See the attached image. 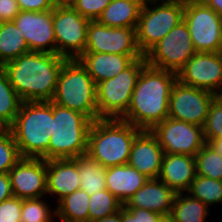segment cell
Wrapping results in <instances>:
<instances>
[{
	"instance_id": "1",
	"label": "cell",
	"mask_w": 222,
	"mask_h": 222,
	"mask_svg": "<svg viewBox=\"0 0 222 222\" xmlns=\"http://www.w3.org/2000/svg\"><path fill=\"white\" fill-rule=\"evenodd\" d=\"M66 60L58 54L30 51L2 68L23 102L52 101Z\"/></svg>"
},
{
	"instance_id": "2",
	"label": "cell",
	"mask_w": 222,
	"mask_h": 222,
	"mask_svg": "<svg viewBox=\"0 0 222 222\" xmlns=\"http://www.w3.org/2000/svg\"><path fill=\"white\" fill-rule=\"evenodd\" d=\"M177 74L146 64L136 82L127 113L121 120L151 130L168 118L169 99Z\"/></svg>"
},
{
	"instance_id": "3",
	"label": "cell",
	"mask_w": 222,
	"mask_h": 222,
	"mask_svg": "<svg viewBox=\"0 0 222 222\" xmlns=\"http://www.w3.org/2000/svg\"><path fill=\"white\" fill-rule=\"evenodd\" d=\"M9 129L21 157L48 160V146L53 132V102H22Z\"/></svg>"
},
{
	"instance_id": "4",
	"label": "cell",
	"mask_w": 222,
	"mask_h": 222,
	"mask_svg": "<svg viewBox=\"0 0 222 222\" xmlns=\"http://www.w3.org/2000/svg\"><path fill=\"white\" fill-rule=\"evenodd\" d=\"M141 131L121 119L93 121L86 154L105 168L128 164L132 143Z\"/></svg>"
},
{
	"instance_id": "5",
	"label": "cell",
	"mask_w": 222,
	"mask_h": 222,
	"mask_svg": "<svg viewBox=\"0 0 222 222\" xmlns=\"http://www.w3.org/2000/svg\"><path fill=\"white\" fill-rule=\"evenodd\" d=\"M52 102L99 120L96 84L78 59H67L58 75Z\"/></svg>"
},
{
	"instance_id": "6",
	"label": "cell",
	"mask_w": 222,
	"mask_h": 222,
	"mask_svg": "<svg viewBox=\"0 0 222 222\" xmlns=\"http://www.w3.org/2000/svg\"><path fill=\"white\" fill-rule=\"evenodd\" d=\"M92 123L86 115L53 103V132L48 160L74 159L86 154Z\"/></svg>"
},
{
	"instance_id": "7",
	"label": "cell",
	"mask_w": 222,
	"mask_h": 222,
	"mask_svg": "<svg viewBox=\"0 0 222 222\" xmlns=\"http://www.w3.org/2000/svg\"><path fill=\"white\" fill-rule=\"evenodd\" d=\"M146 64L145 56L135 59L115 77L96 84L100 119H121L127 113L137 79Z\"/></svg>"
},
{
	"instance_id": "8",
	"label": "cell",
	"mask_w": 222,
	"mask_h": 222,
	"mask_svg": "<svg viewBox=\"0 0 222 222\" xmlns=\"http://www.w3.org/2000/svg\"><path fill=\"white\" fill-rule=\"evenodd\" d=\"M183 18L184 5L178 1L143 4L136 26L137 45L142 55L145 56Z\"/></svg>"
},
{
	"instance_id": "9",
	"label": "cell",
	"mask_w": 222,
	"mask_h": 222,
	"mask_svg": "<svg viewBox=\"0 0 222 222\" xmlns=\"http://www.w3.org/2000/svg\"><path fill=\"white\" fill-rule=\"evenodd\" d=\"M56 54L67 59H78L87 42L90 19L83 17L71 5H56L52 10Z\"/></svg>"
},
{
	"instance_id": "10",
	"label": "cell",
	"mask_w": 222,
	"mask_h": 222,
	"mask_svg": "<svg viewBox=\"0 0 222 222\" xmlns=\"http://www.w3.org/2000/svg\"><path fill=\"white\" fill-rule=\"evenodd\" d=\"M196 53L186 22L169 31L146 55L148 65L178 73Z\"/></svg>"
},
{
	"instance_id": "11",
	"label": "cell",
	"mask_w": 222,
	"mask_h": 222,
	"mask_svg": "<svg viewBox=\"0 0 222 222\" xmlns=\"http://www.w3.org/2000/svg\"><path fill=\"white\" fill-rule=\"evenodd\" d=\"M150 131L166 154L196 156L206 144L202 126L170 117L156 124Z\"/></svg>"
},
{
	"instance_id": "12",
	"label": "cell",
	"mask_w": 222,
	"mask_h": 222,
	"mask_svg": "<svg viewBox=\"0 0 222 222\" xmlns=\"http://www.w3.org/2000/svg\"><path fill=\"white\" fill-rule=\"evenodd\" d=\"M196 52H218L222 17L204 3L184 5V18Z\"/></svg>"
},
{
	"instance_id": "13",
	"label": "cell",
	"mask_w": 222,
	"mask_h": 222,
	"mask_svg": "<svg viewBox=\"0 0 222 222\" xmlns=\"http://www.w3.org/2000/svg\"><path fill=\"white\" fill-rule=\"evenodd\" d=\"M215 96V93L183 85L177 80L169 99L168 117L203 127Z\"/></svg>"
},
{
	"instance_id": "14",
	"label": "cell",
	"mask_w": 222,
	"mask_h": 222,
	"mask_svg": "<svg viewBox=\"0 0 222 222\" xmlns=\"http://www.w3.org/2000/svg\"><path fill=\"white\" fill-rule=\"evenodd\" d=\"M177 80L183 85L222 95V55L196 52L177 73Z\"/></svg>"
},
{
	"instance_id": "15",
	"label": "cell",
	"mask_w": 222,
	"mask_h": 222,
	"mask_svg": "<svg viewBox=\"0 0 222 222\" xmlns=\"http://www.w3.org/2000/svg\"><path fill=\"white\" fill-rule=\"evenodd\" d=\"M85 52L142 55L136 40V28L110 27L91 20L87 28Z\"/></svg>"
},
{
	"instance_id": "16",
	"label": "cell",
	"mask_w": 222,
	"mask_h": 222,
	"mask_svg": "<svg viewBox=\"0 0 222 222\" xmlns=\"http://www.w3.org/2000/svg\"><path fill=\"white\" fill-rule=\"evenodd\" d=\"M8 175L13 196L31 199L47 195V160L22 157Z\"/></svg>"
},
{
	"instance_id": "17",
	"label": "cell",
	"mask_w": 222,
	"mask_h": 222,
	"mask_svg": "<svg viewBox=\"0 0 222 222\" xmlns=\"http://www.w3.org/2000/svg\"><path fill=\"white\" fill-rule=\"evenodd\" d=\"M12 21L20 29L30 51L56 54L52 10L20 11Z\"/></svg>"
},
{
	"instance_id": "18",
	"label": "cell",
	"mask_w": 222,
	"mask_h": 222,
	"mask_svg": "<svg viewBox=\"0 0 222 222\" xmlns=\"http://www.w3.org/2000/svg\"><path fill=\"white\" fill-rule=\"evenodd\" d=\"M164 150L149 130H142L134 139L128 165L149 179H158Z\"/></svg>"
},
{
	"instance_id": "19",
	"label": "cell",
	"mask_w": 222,
	"mask_h": 222,
	"mask_svg": "<svg viewBox=\"0 0 222 222\" xmlns=\"http://www.w3.org/2000/svg\"><path fill=\"white\" fill-rule=\"evenodd\" d=\"M176 192L159 179L148 181L123 205L124 208H143L160 215L169 214Z\"/></svg>"
},
{
	"instance_id": "20",
	"label": "cell",
	"mask_w": 222,
	"mask_h": 222,
	"mask_svg": "<svg viewBox=\"0 0 222 222\" xmlns=\"http://www.w3.org/2000/svg\"><path fill=\"white\" fill-rule=\"evenodd\" d=\"M196 177L195 156L164 153L158 179L176 193L186 192Z\"/></svg>"
},
{
	"instance_id": "21",
	"label": "cell",
	"mask_w": 222,
	"mask_h": 222,
	"mask_svg": "<svg viewBox=\"0 0 222 222\" xmlns=\"http://www.w3.org/2000/svg\"><path fill=\"white\" fill-rule=\"evenodd\" d=\"M79 170L73 159L47 160V195H55L57 203L80 189Z\"/></svg>"
},
{
	"instance_id": "22",
	"label": "cell",
	"mask_w": 222,
	"mask_h": 222,
	"mask_svg": "<svg viewBox=\"0 0 222 222\" xmlns=\"http://www.w3.org/2000/svg\"><path fill=\"white\" fill-rule=\"evenodd\" d=\"M143 55H120L114 53L84 52L78 60L87 69L95 84L115 77L135 59Z\"/></svg>"
},
{
	"instance_id": "23",
	"label": "cell",
	"mask_w": 222,
	"mask_h": 222,
	"mask_svg": "<svg viewBox=\"0 0 222 222\" xmlns=\"http://www.w3.org/2000/svg\"><path fill=\"white\" fill-rule=\"evenodd\" d=\"M148 179L128 164L117 165L106 170V189L124 205Z\"/></svg>"
},
{
	"instance_id": "24",
	"label": "cell",
	"mask_w": 222,
	"mask_h": 222,
	"mask_svg": "<svg viewBox=\"0 0 222 222\" xmlns=\"http://www.w3.org/2000/svg\"><path fill=\"white\" fill-rule=\"evenodd\" d=\"M142 6V0H111L97 21L113 28H136Z\"/></svg>"
},
{
	"instance_id": "25",
	"label": "cell",
	"mask_w": 222,
	"mask_h": 222,
	"mask_svg": "<svg viewBox=\"0 0 222 222\" xmlns=\"http://www.w3.org/2000/svg\"><path fill=\"white\" fill-rule=\"evenodd\" d=\"M28 52L24 36L14 22H0V67Z\"/></svg>"
},
{
	"instance_id": "26",
	"label": "cell",
	"mask_w": 222,
	"mask_h": 222,
	"mask_svg": "<svg viewBox=\"0 0 222 222\" xmlns=\"http://www.w3.org/2000/svg\"><path fill=\"white\" fill-rule=\"evenodd\" d=\"M90 195L83 189L62 198L56 208V217L63 222H89Z\"/></svg>"
},
{
	"instance_id": "27",
	"label": "cell",
	"mask_w": 222,
	"mask_h": 222,
	"mask_svg": "<svg viewBox=\"0 0 222 222\" xmlns=\"http://www.w3.org/2000/svg\"><path fill=\"white\" fill-rule=\"evenodd\" d=\"M73 160L77 163L79 170L80 189L89 195L106 189L107 168L87 154L75 157Z\"/></svg>"
},
{
	"instance_id": "28",
	"label": "cell",
	"mask_w": 222,
	"mask_h": 222,
	"mask_svg": "<svg viewBox=\"0 0 222 222\" xmlns=\"http://www.w3.org/2000/svg\"><path fill=\"white\" fill-rule=\"evenodd\" d=\"M184 193L176 194L170 212L171 215L177 222H205L210 210L208 206L199 199Z\"/></svg>"
},
{
	"instance_id": "29",
	"label": "cell",
	"mask_w": 222,
	"mask_h": 222,
	"mask_svg": "<svg viewBox=\"0 0 222 222\" xmlns=\"http://www.w3.org/2000/svg\"><path fill=\"white\" fill-rule=\"evenodd\" d=\"M22 102L10 84L7 73L0 67V124L5 129L13 125Z\"/></svg>"
},
{
	"instance_id": "30",
	"label": "cell",
	"mask_w": 222,
	"mask_h": 222,
	"mask_svg": "<svg viewBox=\"0 0 222 222\" xmlns=\"http://www.w3.org/2000/svg\"><path fill=\"white\" fill-rule=\"evenodd\" d=\"M185 193L199 199L208 207L212 204L222 203V181L196 175Z\"/></svg>"
},
{
	"instance_id": "31",
	"label": "cell",
	"mask_w": 222,
	"mask_h": 222,
	"mask_svg": "<svg viewBox=\"0 0 222 222\" xmlns=\"http://www.w3.org/2000/svg\"><path fill=\"white\" fill-rule=\"evenodd\" d=\"M123 207V204L107 189H102L90 195L89 222H96L111 216Z\"/></svg>"
},
{
	"instance_id": "32",
	"label": "cell",
	"mask_w": 222,
	"mask_h": 222,
	"mask_svg": "<svg viewBox=\"0 0 222 222\" xmlns=\"http://www.w3.org/2000/svg\"><path fill=\"white\" fill-rule=\"evenodd\" d=\"M196 175L222 181V155L206 143L195 156Z\"/></svg>"
},
{
	"instance_id": "33",
	"label": "cell",
	"mask_w": 222,
	"mask_h": 222,
	"mask_svg": "<svg viewBox=\"0 0 222 222\" xmlns=\"http://www.w3.org/2000/svg\"><path fill=\"white\" fill-rule=\"evenodd\" d=\"M42 198L22 199L21 222H54L56 208L50 209Z\"/></svg>"
},
{
	"instance_id": "34",
	"label": "cell",
	"mask_w": 222,
	"mask_h": 222,
	"mask_svg": "<svg viewBox=\"0 0 222 222\" xmlns=\"http://www.w3.org/2000/svg\"><path fill=\"white\" fill-rule=\"evenodd\" d=\"M21 158L11 130L4 129L0 132V173H9Z\"/></svg>"
},
{
	"instance_id": "35",
	"label": "cell",
	"mask_w": 222,
	"mask_h": 222,
	"mask_svg": "<svg viewBox=\"0 0 222 222\" xmlns=\"http://www.w3.org/2000/svg\"><path fill=\"white\" fill-rule=\"evenodd\" d=\"M206 143L222 136V95H216L203 126Z\"/></svg>"
},
{
	"instance_id": "36",
	"label": "cell",
	"mask_w": 222,
	"mask_h": 222,
	"mask_svg": "<svg viewBox=\"0 0 222 222\" xmlns=\"http://www.w3.org/2000/svg\"><path fill=\"white\" fill-rule=\"evenodd\" d=\"M111 0H74L70 5L83 17L97 20Z\"/></svg>"
},
{
	"instance_id": "37",
	"label": "cell",
	"mask_w": 222,
	"mask_h": 222,
	"mask_svg": "<svg viewBox=\"0 0 222 222\" xmlns=\"http://www.w3.org/2000/svg\"><path fill=\"white\" fill-rule=\"evenodd\" d=\"M22 199L12 196L0 203V222H21Z\"/></svg>"
},
{
	"instance_id": "38",
	"label": "cell",
	"mask_w": 222,
	"mask_h": 222,
	"mask_svg": "<svg viewBox=\"0 0 222 222\" xmlns=\"http://www.w3.org/2000/svg\"><path fill=\"white\" fill-rule=\"evenodd\" d=\"M160 214L143 208H121L122 222H158Z\"/></svg>"
},
{
	"instance_id": "39",
	"label": "cell",
	"mask_w": 222,
	"mask_h": 222,
	"mask_svg": "<svg viewBox=\"0 0 222 222\" xmlns=\"http://www.w3.org/2000/svg\"><path fill=\"white\" fill-rule=\"evenodd\" d=\"M21 11H48L56 7L54 0H17Z\"/></svg>"
},
{
	"instance_id": "40",
	"label": "cell",
	"mask_w": 222,
	"mask_h": 222,
	"mask_svg": "<svg viewBox=\"0 0 222 222\" xmlns=\"http://www.w3.org/2000/svg\"><path fill=\"white\" fill-rule=\"evenodd\" d=\"M20 11L17 0H0V22L12 21Z\"/></svg>"
},
{
	"instance_id": "41",
	"label": "cell",
	"mask_w": 222,
	"mask_h": 222,
	"mask_svg": "<svg viewBox=\"0 0 222 222\" xmlns=\"http://www.w3.org/2000/svg\"><path fill=\"white\" fill-rule=\"evenodd\" d=\"M13 196L8 173H0V203Z\"/></svg>"
},
{
	"instance_id": "42",
	"label": "cell",
	"mask_w": 222,
	"mask_h": 222,
	"mask_svg": "<svg viewBox=\"0 0 222 222\" xmlns=\"http://www.w3.org/2000/svg\"><path fill=\"white\" fill-rule=\"evenodd\" d=\"M203 3L222 17V0H205Z\"/></svg>"
},
{
	"instance_id": "43",
	"label": "cell",
	"mask_w": 222,
	"mask_h": 222,
	"mask_svg": "<svg viewBox=\"0 0 222 222\" xmlns=\"http://www.w3.org/2000/svg\"><path fill=\"white\" fill-rule=\"evenodd\" d=\"M96 222H122L121 221V209L117 213L104 217L100 220H97Z\"/></svg>"
},
{
	"instance_id": "44",
	"label": "cell",
	"mask_w": 222,
	"mask_h": 222,
	"mask_svg": "<svg viewBox=\"0 0 222 222\" xmlns=\"http://www.w3.org/2000/svg\"><path fill=\"white\" fill-rule=\"evenodd\" d=\"M209 144L222 155V136L216 139H213Z\"/></svg>"
},
{
	"instance_id": "45",
	"label": "cell",
	"mask_w": 222,
	"mask_h": 222,
	"mask_svg": "<svg viewBox=\"0 0 222 222\" xmlns=\"http://www.w3.org/2000/svg\"><path fill=\"white\" fill-rule=\"evenodd\" d=\"M158 222H177V221L174 219L171 213H169V214L161 215Z\"/></svg>"
},
{
	"instance_id": "46",
	"label": "cell",
	"mask_w": 222,
	"mask_h": 222,
	"mask_svg": "<svg viewBox=\"0 0 222 222\" xmlns=\"http://www.w3.org/2000/svg\"><path fill=\"white\" fill-rule=\"evenodd\" d=\"M179 3L186 5L190 3H203L205 0H177Z\"/></svg>"
},
{
	"instance_id": "47",
	"label": "cell",
	"mask_w": 222,
	"mask_h": 222,
	"mask_svg": "<svg viewBox=\"0 0 222 222\" xmlns=\"http://www.w3.org/2000/svg\"><path fill=\"white\" fill-rule=\"evenodd\" d=\"M159 1H161V3H164V2H176L177 0H142L143 4L158 3Z\"/></svg>"
},
{
	"instance_id": "48",
	"label": "cell",
	"mask_w": 222,
	"mask_h": 222,
	"mask_svg": "<svg viewBox=\"0 0 222 222\" xmlns=\"http://www.w3.org/2000/svg\"><path fill=\"white\" fill-rule=\"evenodd\" d=\"M74 0H54L56 5H70Z\"/></svg>"
},
{
	"instance_id": "49",
	"label": "cell",
	"mask_w": 222,
	"mask_h": 222,
	"mask_svg": "<svg viewBox=\"0 0 222 222\" xmlns=\"http://www.w3.org/2000/svg\"><path fill=\"white\" fill-rule=\"evenodd\" d=\"M222 55V36H221V44H220V49L218 51Z\"/></svg>"
},
{
	"instance_id": "50",
	"label": "cell",
	"mask_w": 222,
	"mask_h": 222,
	"mask_svg": "<svg viewBox=\"0 0 222 222\" xmlns=\"http://www.w3.org/2000/svg\"><path fill=\"white\" fill-rule=\"evenodd\" d=\"M5 128L0 124V132L3 131Z\"/></svg>"
}]
</instances>
